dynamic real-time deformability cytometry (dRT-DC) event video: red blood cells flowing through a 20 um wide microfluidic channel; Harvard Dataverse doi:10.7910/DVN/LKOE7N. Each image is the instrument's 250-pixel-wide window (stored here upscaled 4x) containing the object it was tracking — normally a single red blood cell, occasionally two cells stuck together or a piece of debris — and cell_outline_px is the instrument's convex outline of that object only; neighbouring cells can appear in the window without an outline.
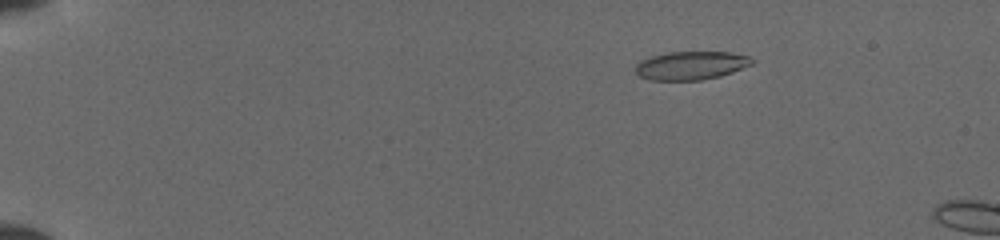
{"species": "common noctule bat (a hibernating species)", "species_latin": "Nyctalus noctula", "temperature_condition": "cold", "stored_images_in_passage": 9, "camera_frame_rate_fps": 3000, "um_per_image_px": 0.085, "animal": {"sex": "female", "body_mass_g": 19.5, "forearm_length_mm": 54.1}, "frame": {"image": 1, "passage_image": 7, "time_ms": 3.0, "image_size_px": [1000, 240], "cell_outline_px": [[756, 60], [752, 64], [732, 72], [720, 76], [700, 80], [648, 80], [640, 76], [636, 72], [636, 64], [640, 60], [652, 56], [668, 52], [728, 52], [748, 56]], "centroid_in_image_um": [58.73, 5.57], "position_along_channel_um": 26.3, "area_um2": 19.25}}